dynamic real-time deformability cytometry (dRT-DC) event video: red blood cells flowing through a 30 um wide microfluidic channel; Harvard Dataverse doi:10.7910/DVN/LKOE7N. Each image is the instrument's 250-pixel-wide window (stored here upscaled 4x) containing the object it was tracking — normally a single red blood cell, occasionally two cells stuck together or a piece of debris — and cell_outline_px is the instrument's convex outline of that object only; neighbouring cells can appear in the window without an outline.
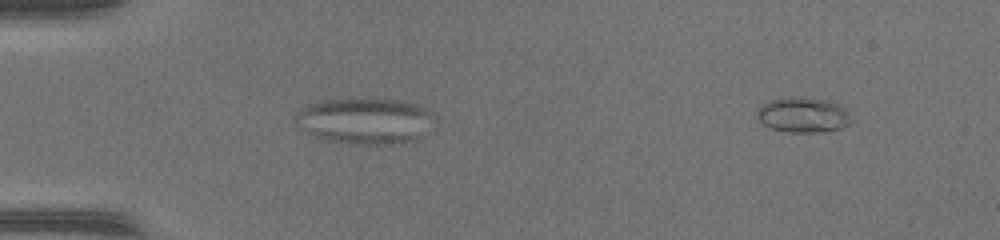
{"species": "common noctule bat (a hibernating species)", "species_latin": "Nyctalus noctula", "temperature_condition": "warm", "stored_images_in_passage": 18, "camera_frame_rate_fps": 3000, "um_per_image_px": 0.085, "animal": {"sex": "female", "body_mass_g": 17.0, "forearm_length_mm": 48.0}, "frame": {"image": 1, "passage_image": 18, "time_ms": 5.667, "image_size_px": [1000, 240], "cell_outline_px": [[852, 120], [848, 124], [840, 128], [812, 132], [792, 132], [772, 128], [764, 124], [760, 120], [756, 112], [764, 104], [772, 100], [796, 96], [804, 96], [828, 100], [844, 108], [848, 112]], "centroid_in_image_um": [68.28, 9.75], "position_along_channel_um": 16.7, "area_um2": 18.9}}